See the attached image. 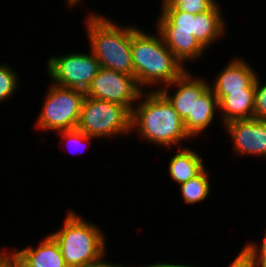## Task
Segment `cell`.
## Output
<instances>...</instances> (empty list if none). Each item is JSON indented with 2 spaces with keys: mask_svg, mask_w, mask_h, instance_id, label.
Wrapping results in <instances>:
<instances>
[{
  "mask_svg": "<svg viewBox=\"0 0 266 267\" xmlns=\"http://www.w3.org/2000/svg\"><path fill=\"white\" fill-rule=\"evenodd\" d=\"M220 10L217 2L209 11L198 14L161 11L156 22L157 32L182 64L187 59H199L210 44L225 34V22Z\"/></svg>",
  "mask_w": 266,
  "mask_h": 267,
  "instance_id": "obj_1",
  "label": "cell"
},
{
  "mask_svg": "<svg viewBox=\"0 0 266 267\" xmlns=\"http://www.w3.org/2000/svg\"><path fill=\"white\" fill-rule=\"evenodd\" d=\"M137 102L131 112V130L135 128L142 139L163 148L177 144L181 148L182 140L192 138L183 119L159 90L142 92Z\"/></svg>",
  "mask_w": 266,
  "mask_h": 267,
  "instance_id": "obj_2",
  "label": "cell"
},
{
  "mask_svg": "<svg viewBox=\"0 0 266 267\" xmlns=\"http://www.w3.org/2000/svg\"><path fill=\"white\" fill-rule=\"evenodd\" d=\"M132 63L134 77L142 86L158 85L161 87L173 83L187 69L165 45L162 36L147 34L132 26Z\"/></svg>",
  "mask_w": 266,
  "mask_h": 267,
  "instance_id": "obj_3",
  "label": "cell"
},
{
  "mask_svg": "<svg viewBox=\"0 0 266 267\" xmlns=\"http://www.w3.org/2000/svg\"><path fill=\"white\" fill-rule=\"evenodd\" d=\"M86 30L90 49L100 67L134 76L132 63V26H121L104 16L88 14Z\"/></svg>",
  "mask_w": 266,
  "mask_h": 267,
  "instance_id": "obj_4",
  "label": "cell"
},
{
  "mask_svg": "<svg viewBox=\"0 0 266 267\" xmlns=\"http://www.w3.org/2000/svg\"><path fill=\"white\" fill-rule=\"evenodd\" d=\"M50 235L58 243L67 267H82L106 253L104 233L73 210L67 212L63 227Z\"/></svg>",
  "mask_w": 266,
  "mask_h": 267,
  "instance_id": "obj_5",
  "label": "cell"
},
{
  "mask_svg": "<svg viewBox=\"0 0 266 267\" xmlns=\"http://www.w3.org/2000/svg\"><path fill=\"white\" fill-rule=\"evenodd\" d=\"M77 129L96 139L131 133V112L121 104L85 96Z\"/></svg>",
  "mask_w": 266,
  "mask_h": 267,
  "instance_id": "obj_6",
  "label": "cell"
},
{
  "mask_svg": "<svg viewBox=\"0 0 266 267\" xmlns=\"http://www.w3.org/2000/svg\"><path fill=\"white\" fill-rule=\"evenodd\" d=\"M85 96L84 91L52 83L35 127L56 132L76 129Z\"/></svg>",
  "mask_w": 266,
  "mask_h": 267,
  "instance_id": "obj_7",
  "label": "cell"
},
{
  "mask_svg": "<svg viewBox=\"0 0 266 267\" xmlns=\"http://www.w3.org/2000/svg\"><path fill=\"white\" fill-rule=\"evenodd\" d=\"M90 52L50 57L46 69L52 82L85 92L100 69L98 59Z\"/></svg>",
  "mask_w": 266,
  "mask_h": 267,
  "instance_id": "obj_8",
  "label": "cell"
},
{
  "mask_svg": "<svg viewBox=\"0 0 266 267\" xmlns=\"http://www.w3.org/2000/svg\"><path fill=\"white\" fill-rule=\"evenodd\" d=\"M141 90L134 76L100 67L85 95L121 104L132 112Z\"/></svg>",
  "mask_w": 266,
  "mask_h": 267,
  "instance_id": "obj_9",
  "label": "cell"
},
{
  "mask_svg": "<svg viewBox=\"0 0 266 267\" xmlns=\"http://www.w3.org/2000/svg\"><path fill=\"white\" fill-rule=\"evenodd\" d=\"M189 70H186L178 79L173 83L157 88L171 103L175 111L183 119L187 133L194 137V107L195 100H198L201 94L210 86L203 78L192 77ZM177 88L175 93L171 96L170 87Z\"/></svg>",
  "mask_w": 266,
  "mask_h": 267,
  "instance_id": "obj_10",
  "label": "cell"
},
{
  "mask_svg": "<svg viewBox=\"0 0 266 267\" xmlns=\"http://www.w3.org/2000/svg\"><path fill=\"white\" fill-rule=\"evenodd\" d=\"M236 153L266 157V120H232L224 124Z\"/></svg>",
  "mask_w": 266,
  "mask_h": 267,
  "instance_id": "obj_11",
  "label": "cell"
},
{
  "mask_svg": "<svg viewBox=\"0 0 266 267\" xmlns=\"http://www.w3.org/2000/svg\"><path fill=\"white\" fill-rule=\"evenodd\" d=\"M243 59L235 58L216 76L214 85L210 84L220 102L230 92H255L257 74Z\"/></svg>",
  "mask_w": 266,
  "mask_h": 267,
  "instance_id": "obj_12",
  "label": "cell"
},
{
  "mask_svg": "<svg viewBox=\"0 0 266 267\" xmlns=\"http://www.w3.org/2000/svg\"><path fill=\"white\" fill-rule=\"evenodd\" d=\"M32 267H67L56 240L49 234L38 247L16 251Z\"/></svg>",
  "mask_w": 266,
  "mask_h": 267,
  "instance_id": "obj_13",
  "label": "cell"
},
{
  "mask_svg": "<svg viewBox=\"0 0 266 267\" xmlns=\"http://www.w3.org/2000/svg\"><path fill=\"white\" fill-rule=\"evenodd\" d=\"M200 155L186 147L179 148L168 164V172L174 182L179 185L198 175L204 169Z\"/></svg>",
  "mask_w": 266,
  "mask_h": 267,
  "instance_id": "obj_14",
  "label": "cell"
},
{
  "mask_svg": "<svg viewBox=\"0 0 266 267\" xmlns=\"http://www.w3.org/2000/svg\"><path fill=\"white\" fill-rule=\"evenodd\" d=\"M254 100L255 92H230L219 102L222 123L253 118Z\"/></svg>",
  "mask_w": 266,
  "mask_h": 267,
  "instance_id": "obj_15",
  "label": "cell"
},
{
  "mask_svg": "<svg viewBox=\"0 0 266 267\" xmlns=\"http://www.w3.org/2000/svg\"><path fill=\"white\" fill-rule=\"evenodd\" d=\"M219 110V101L215 96L213 90L208 87L199 97L195 100L194 107V137L200 135L209 125H211L215 112Z\"/></svg>",
  "mask_w": 266,
  "mask_h": 267,
  "instance_id": "obj_16",
  "label": "cell"
},
{
  "mask_svg": "<svg viewBox=\"0 0 266 267\" xmlns=\"http://www.w3.org/2000/svg\"><path fill=\"white\" fill-rule=\"evenodd\" d=\"M208 177V173L204 168L198 175L179 185L182 193L181 196L183 197L185 203L193 205L208 197L210 192Z\"/></svg>",
  "mask_w": 266,
  "mask_h": 267,
  "instance_id": "obj_17",
  "label": "cell"
},
{
  "mask_svg": "<svg viewBox=\"0 0 266 267\" xmlns=\"http://www.w3.org/2000/svg\"><path fill=\"white\" fill-rule=\"evenodd\" d=\"M215 4V0H162L161 11L198 14L209 11Z\"/></svg>",
  "mask_w": 266,
  "mask_h": 267,
  "instance_id": "obj_18",
  "label": "cell"
},
{
  "mask_svg": "<svg viewBox=\"0 0 266 267\" xmlns=\"http://www.w3.org/2000/svg\"><path fill=\"white\" fill-rule=\"evenodd\" d=\"M18 74L10 68V65H0V102L10 97L19 86Z\"/></svg>",
  "mask_w": 266,
  "mask_h": 267,
  "instance_id": "obj_19",
  "label": "cell"
},
{
  "mask_svg": "<svg viewBox=\"0 0 266 267\" xmlns=\"http://www.w3.org/2000/svg\"><path fill=\"white\" fill-rule=\"evenodd\" d=\"M260 79H255L254 116L258 120H266V82L260 85Z\"/></svg>",
  "mask_w": 266,
  "mask_h": 267,
  "instance_id": "obj_20",
  "label": "cell"
},
{
  "mask_svg": "<svg viewBox=\"0 0 266 267\" xmlns=\"http://www.w3.org/2000/svg\"><path fill=\"white\" fill-rule=\"evenodd\" d=\"M56 134L57 135L58 134L61 135L62 138L66 142H69L70 144L71 143L72 144H78L79 146L84 145L86 143L90 144L91 143L90 140L95 138V137L87 135L86 133H84L83 131L78 130L77 128L76 129H71V130H60V131H57ZM83 150H84V148H83Z\"/></svg>",
  "mask_w": 266,
  "mask_h": 267,
  "instance_id": "obj_21",
  "label": "cell"
},
{
  "mask_svg": "<svg viewBox=\"0 0 266 267\" xmlns=\"http://www.w3.org/2000/svg\"><path fill=\"white\" fill-rule=\"evenodd\" d=\"M266 232V231H265ZM263 241L261 243L260 249L256 246L257 244L248 243L245 244L247 250L253 255L254 260L256 262V267H266V233L263 237Z\"/></svg>",
  "mask_w": 266,
  "mask_h": 267,
  "instance_id": "obj_22",
  "label": "cell"
},
{
  "mask_svg": "<svg viewBox=\"0 0 266 267\" xmlns=\"http://www.w3.org/2000/svg\"><path fill=\"white\" fill-rule=\"evenodd\" d=\"M229 267H256V262L253 255L244 247Z\"/></svg>",
  "mask_w": 266,
  "mask_h": 267,
  "instance_id": "obj_23",
  "label": "cell"
},
{
  "mask_svg": "<svg viewBox=\"0 0 266 267\" xmlns=\"http://www.w3.org/2000/svg\"><path fill=\"white\" fill-rule=\"evenodd\" d=\"M106 255L105 253L102 254L98 259L94 260L93 262H90L82 267H128V266H125V265H121V264H116V263H110V262H107V261H103V256ZM131 267V266H129ZM142 267V266H140Z\"/></svg>",
  "mask_w": 266,
  "mask_h": 267,
  "instance_id": "obj_24",
  "label": "cell"
},
{
  "mask_svg": "<svg viewBox=\"0 0 266 267\" xmlns=\"http://www.w3.org/2000/svg\"><path fill=\"white\" fill-rule=\"evenodd\" d=\"M14 264V267H32L29 265L14 249V251H7L4 253Z\"/></svg>",
  "mask_w": 266,
  "mask_h": 267,
  "instance_id": "obj_25",
  "label": "cell"
},
{
  "mask_svg": "<svg viewBox=\"0 0 266 267\" xmlns=\"http://www.w3.org/2000/svg\"><path fill=\"white\" fill-rule=\"evenodd\" d=\"M144 267H196V266H189V265H184V264H173V263H169L167 264L164 263V262H159V263H154V264H147V266H144Z\"/></svg>",
  "mask_w": 266,
  "mask_h": 267,
  "instance_id": "obj_26",
  "label": "cell"
},
{
  "mask_svg": "<svg viewBox=\"0 0 266 267\" xmlns=\"http://www.w3.org/2000/svg\"><path fill=\"white\" fill-rule=\"evenodd\" d=\"M0 267H14L13 262L0 251Z\"/></svg>",
  "mask_w": 266,
  "mask_h": 267,
  "instance_id": "obj_27",
  "label": "cell"
},
{
  "mask_svg": "<svg viewBox=\"0 0 266 267\" xmlns=\"http://www.w3.org/2000/svg\"><path fill=\"white\" fill-rule=\"evenodd\" d=\"M66 1H67L66 3H68L69 6L71 5V7L76 6L77 3L79 4L81 2V0H66Z\"/></svg>",
  "mask_w": 266,
  "mask_h": 267,
  "instance_id": "obj_28",
  "label": "cell"
}]
</instances>
